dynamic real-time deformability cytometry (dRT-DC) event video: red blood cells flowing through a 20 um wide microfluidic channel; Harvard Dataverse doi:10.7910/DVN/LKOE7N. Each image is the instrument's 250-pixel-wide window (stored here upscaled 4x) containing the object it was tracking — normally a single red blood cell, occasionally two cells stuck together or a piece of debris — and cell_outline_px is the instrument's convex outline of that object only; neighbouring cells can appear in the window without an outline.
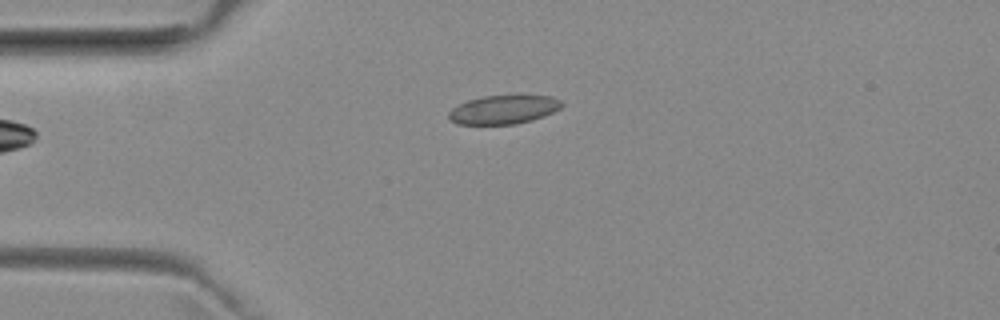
{"species": "common noctule bat (a hibernating species)", "species_latin": "Nyctalus noctula", "temperature_condition": "room temperature", "stored_images_in_passage": 40, "camera_frame_rate_fps": 3000, "um_per_image_px": 0.085, "animal": {"sex": "female", "body_mass_g": 29.2, "forearm_length_mm": 56.3}, "frame": {"image": 1, "passage_image": 1, "time_ms": 0.0, "image_size_px": [1000, 320], "cell_outline_px": [[564, 104], [560, 108], [544, 116], [532, 120], [516, 124], [456, 124], [448, 116], [448, 112], [452, 108], [468, 100], [484, 96], [552, 96], [560, 100]], "centroid_in_image_um": [42.81, 9.32], "position_along_channel_um": 42.2, "area_um2": 18.73}}
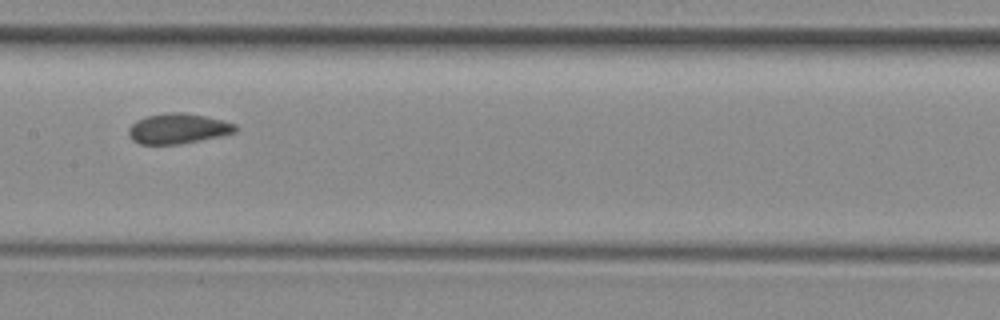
{"frame": {"image": 2, "passage_image": 14, "time_ms": 4.333, "image_size_px": [1000, 320], "cell_outline_px": [[236, 132], [220, 136], [180, 144], [140, 144], [132, 140], [128, 136], [128, 128], [136, 120], [148, 116], [172, 112], [180, 112], [204, 116], [236, 124]], "centroid_in_image_um": [15.09, 10.94], "position_along_channel_um": 192.3, "area_um2": 18.61}}
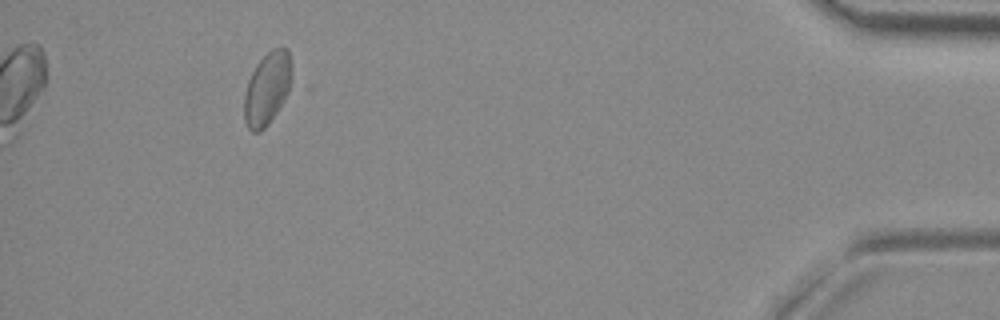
{"frame": {"image": 3, "passage_image": 36, "time_ms": 11.667, "image_size_px": [1000, 320], "cell_outline_px": [[300, 84], [268, 124], [260, 132], [252, 132], [248, 128], [244, 120], [244, 96], [248, 80], [256, 64], [272, 48], [288, 48]], "centroid_in_image_um": [22.88, 7.5], "position_along_channel_um": 412.3, "area_um2": 21.96}, "authors_computed_cell_mechanics": {"area_um2": 18.9584, "velocity_mm_per_s": 3.9617, "shape_relaxation_time_tau1_ms": 6.3983, "shape_relaxation_time_tau2_ms": 2.2251, "deformation_change_tau1": 0.076, "deformation_change_tau2": 0.0648}}